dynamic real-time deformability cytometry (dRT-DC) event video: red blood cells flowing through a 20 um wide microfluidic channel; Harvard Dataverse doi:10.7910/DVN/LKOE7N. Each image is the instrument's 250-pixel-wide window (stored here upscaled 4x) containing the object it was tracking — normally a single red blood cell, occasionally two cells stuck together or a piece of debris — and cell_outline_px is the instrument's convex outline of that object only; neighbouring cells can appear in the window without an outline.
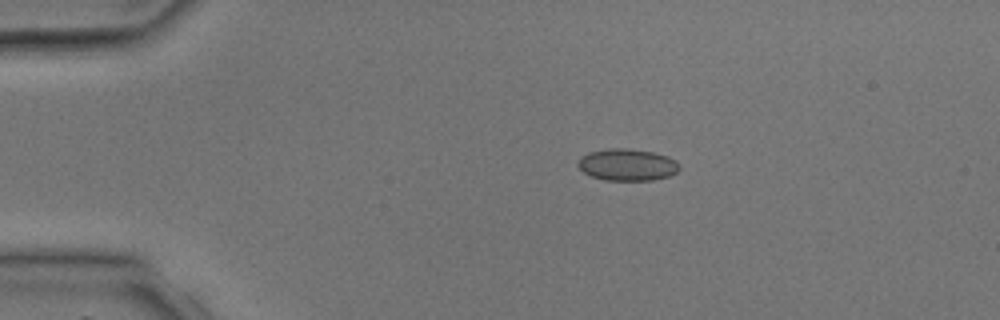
{"species": "common noctule bat (a hibernating species)", "species_latin": "Nyctalus noctula", "temperature_condition": "room temperature", "stored_images_in_passage": 2, "camera_frame_rate_fps": 3000, "um_per_image_px": 0.085, "animal": {"sex": "male", "body_mass_g": 17.9, "forearm_length_mm": 54.2}, "frame": {"image": 1, "passage_image": 1, "time_ms": 0.0, "image_size_px": [1000, 320], "cell_outline_px": [[680, 168], [676, 172], [668, 176], [652, 180], [604, 180], [592, 176], [584, 172], [576, 164], [580, 156], [588, 152], [608, 148], [628, 148], [652, 152], [668, 156], [676, 160], [680, 164]], "centroid_in_image_um": [53.31, 13.99], "position_along_channel_um": 31.7, "area_um2": 18.96}}